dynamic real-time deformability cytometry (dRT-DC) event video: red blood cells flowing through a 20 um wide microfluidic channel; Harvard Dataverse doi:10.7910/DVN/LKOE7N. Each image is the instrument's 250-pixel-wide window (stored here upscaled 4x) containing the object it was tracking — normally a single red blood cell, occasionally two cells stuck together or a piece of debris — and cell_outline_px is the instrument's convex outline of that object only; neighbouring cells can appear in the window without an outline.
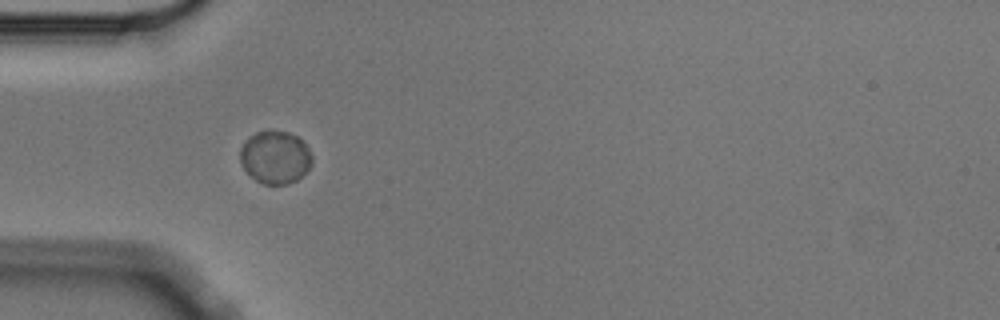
{"species": "Egyptian fruit bat (a non-hibernating species)", "species_latin": "Rousettus aegyptiacus", "temperature_condition": "cold", "stored_images_in_passage": 1, "camera_frame_rate_fps": 3000, "um_per_image_px": 0.085, "animal": {"sex": "male"}, "frame": {"image": 1, "passage_image": 1, "time_ms": 0.0, "image_size_px": [1000, 320], "cell_outline_px": [[312, 164], [296, 180], [288, 184], [264, 184], [256, 180], [244, 168], [240, 160], [240, 148], [248, 136], [256, 132], [268, 128], [288, 132], [296, 136], [308, 148], [312, 156]], "centroid_in_image_um": [23.37, 13.33], "position_along_channel_um": 61.6, "area_um2": 22.2}}